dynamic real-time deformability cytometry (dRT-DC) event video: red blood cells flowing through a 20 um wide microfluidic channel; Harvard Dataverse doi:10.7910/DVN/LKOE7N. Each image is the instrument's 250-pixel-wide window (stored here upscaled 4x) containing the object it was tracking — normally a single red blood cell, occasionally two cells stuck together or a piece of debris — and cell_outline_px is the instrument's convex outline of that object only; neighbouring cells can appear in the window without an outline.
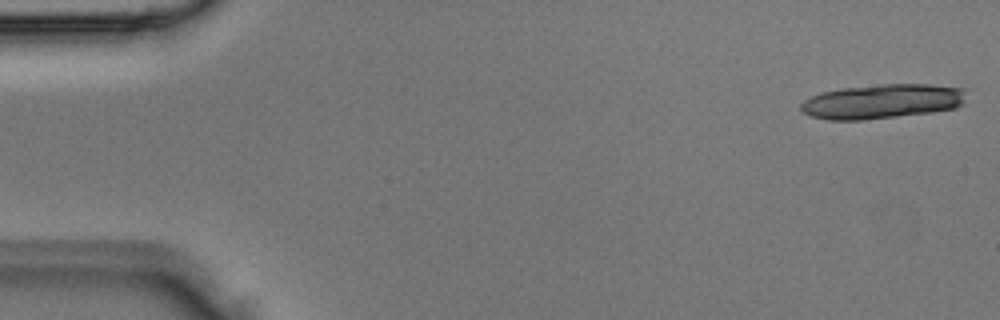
{"species": "Egyptian fruit bat (a non-hibernating species)", "species_latin": "Rousettus aegyptiacus", "temperature_condition": "room temperature", "stored_images_in_passage": 6, "segment_of_instrument_passage": [1, 2], "camera_frame_rate_fps": 3000, "um_per_image_px": 0.085, "animal": {"sex": "male"}, "frame": {"image": 1, "passage_image": 1, "time_ms": 0.0, "image_size_px": [1000, 320], "cell_outline_px": [[964, 104], [956, 108], [932, 112], [860, 120], [828, 120], [812, 116], [804, 112], [800, 108], [800, 104], [804, 100], [812, 96], [824, 92], [840, 88], [880, 84], [928, 84], [964, 88]], "centroid_in_image_um": [75.0, 8.61], "position_along_channel_um": 10.0, "area_um2": 33.18}}